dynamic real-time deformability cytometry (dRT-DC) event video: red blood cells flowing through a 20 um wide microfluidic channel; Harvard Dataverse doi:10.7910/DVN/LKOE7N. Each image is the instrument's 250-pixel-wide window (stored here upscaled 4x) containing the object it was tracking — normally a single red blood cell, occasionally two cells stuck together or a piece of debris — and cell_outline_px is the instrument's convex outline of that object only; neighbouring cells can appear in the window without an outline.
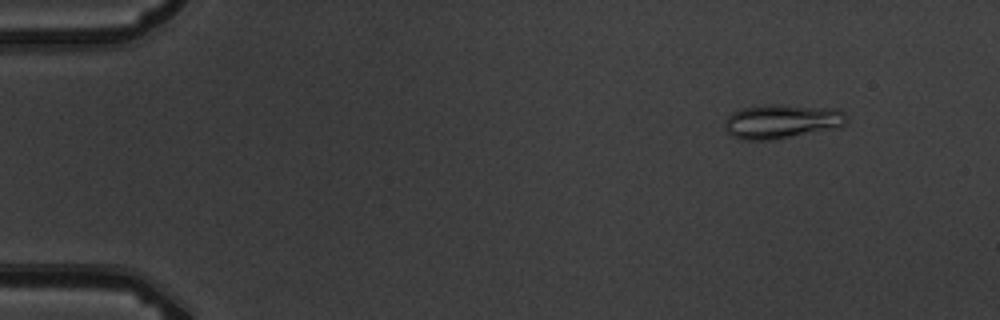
{"species": "common noctule bat (a hibernating species)", "species_latin": "Nyctalus noctula", "temperature_condition": "warm", "stored_images_in_passage": 4, "camera_frame_rate_fps": 3000, "um_per_image_px": 0.085, "animal": {"sex": "male", "body_mass_g": 19.5, "forearm_length_mm": 54.6}, "frame": {"image": 1, "passage_image": 1, "time_ms": 0.0, "image_size_px": [1000, 320], "cell_outline_px": [[848, 120], [840, 128], [772, 140], [744, 140], [732, 136], [724, 128], [724, 120], [732, 112], [740, 108], [772, 104], [780, 104], [836, 108], [844, 112], [848, 116]], "centroid_in_image_um": [66.47, 10.31], "position_along_channel_um": 18.5, "area_um2": 24.8}}
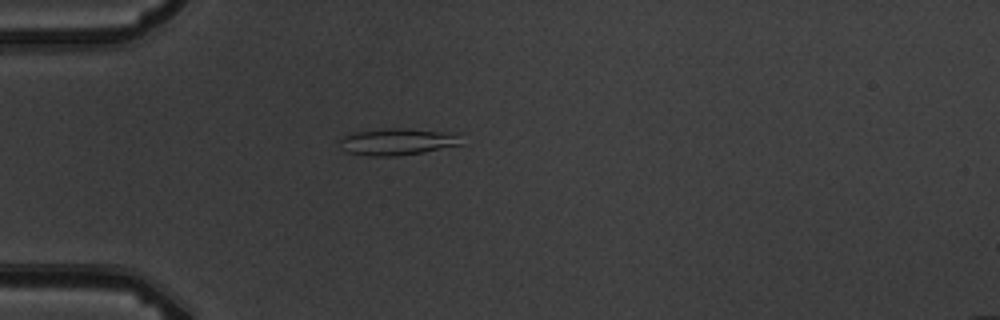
{"frame": {"image": 2, "passage_image": 4, "time_ms": 3.333, "image_size_px": [1000, 320], "cell_outline_px": [[460, 144], [424, 152], [396, 156], [368, 156], [348, 152], [344, 148], [340, 140], [344, 136], [352, 132], [384, 128], [408, 128], [460, 132]], "centroid_in_image_um": [33.84, 12.02], "position_along_channel_um": 51.2, "area_um2": 19.13}}